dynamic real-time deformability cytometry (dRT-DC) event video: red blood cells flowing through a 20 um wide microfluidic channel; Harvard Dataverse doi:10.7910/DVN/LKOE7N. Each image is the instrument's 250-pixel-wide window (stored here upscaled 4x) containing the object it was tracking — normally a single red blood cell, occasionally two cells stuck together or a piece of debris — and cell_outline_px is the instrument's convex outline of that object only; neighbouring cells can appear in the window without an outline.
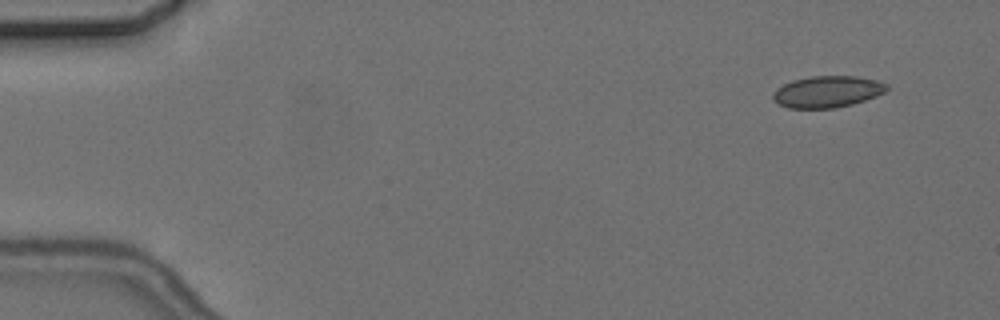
{"species": "common noctule bat (a hibernating species)", "species_latin": "Nyctalus noctula", "temperature_condition": "cold", "stored_images_in_passage": 6, "camera_frame_rate_fps": 3000, "um_per_image_px": 0.085, "animal": {"sex": "female", "body_mass_g": 24.6, "forearm_length_mm": 56.2}, "frame": {"image": 1, "passage_image": 2, "time_ms": 1.333, "image_size_px": [1000, 320], "cell_outline_px": [[888, 88], [884, 92], [876, 96], [852, 104], [836, 108], [788, 108], [772, 100], [772, 92], [776, 88], [792, 80], [812, 76], [856, 76], [876, 80], [888, 84]], "centroid_in_image_um": [70.3, 7.79], "position_along_channel_um": 14.7, "area_um2": 20.98}}